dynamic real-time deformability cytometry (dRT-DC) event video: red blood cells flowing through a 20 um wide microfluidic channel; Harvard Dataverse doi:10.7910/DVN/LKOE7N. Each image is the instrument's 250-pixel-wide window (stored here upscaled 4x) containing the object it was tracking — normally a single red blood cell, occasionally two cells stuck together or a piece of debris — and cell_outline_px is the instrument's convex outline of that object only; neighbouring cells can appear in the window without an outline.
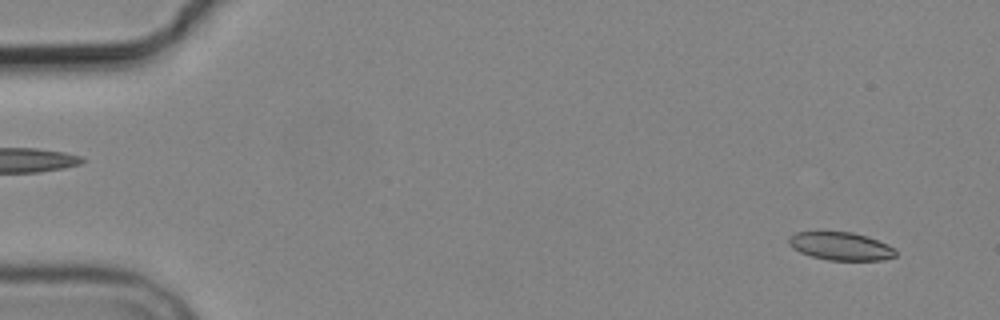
{"species": "common noctule bat (a hibernating species)", "species_latin": "Nyctalus noctula", "temperature_condition": "cold", "stored_images_in_passage": 7, "camera_frame_rate_fps": 3000, "um_per_image_px": 0.085, "animal": {"sex": "male", "body_mass_g": 19.2, "forearm_length_mm": 51.8}, "frame": {"image": 1, "passage_image": 1, "time_ms": 0.0, "image_size_px": [1000, 320], "cell_outline_px": [[896, 256], [884, 260], [828, 260], [812, 256], [800, 252], [792, 248], [788, 244], [788, 236], [796, 232], [852, 232], [868, 236], [888, 244], [896, 248]], "centroid_in_image_um": [71.48, 20.92], "position_along_channel_um": 13.5, "area_um2": 17.63}}
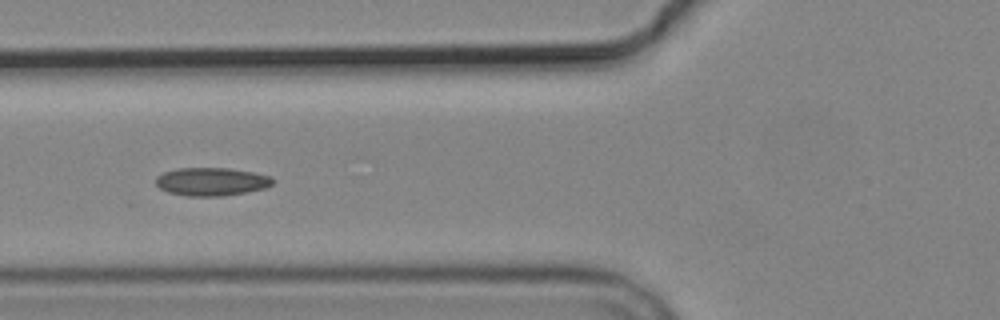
{"frame": {"image": 2, "passage_image": 6, "time_ms": 6.0, "image_size_px": [1000, 320], "cell_outline_px": [[276, 180], [272, 184], [264, 188], [248, 192], [224, 196], [188, 196], [168, 192], [160, 188], [156, 184], [156, 176], [164, 172], [180, 168], [228, 168], [252, 172], [272, 176]], "centroid_in_image_um": [18.0, 15.44], "position_along_channel_um": 107.8, "area_um2": 19.25}}
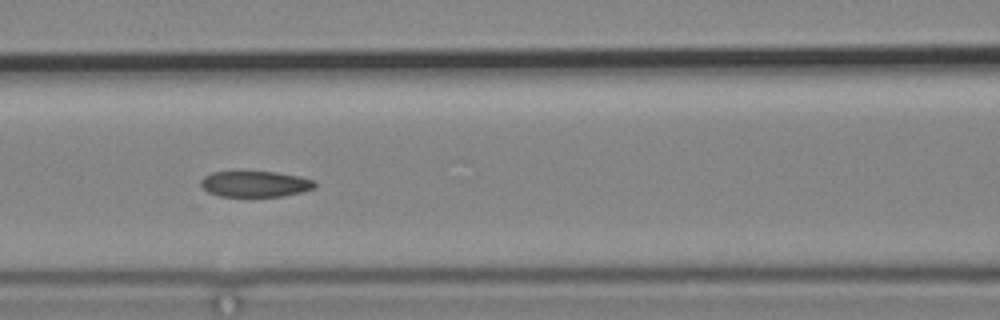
{"frame": {"image": 3, "passage_image": 7, "time_ms": 7.0, "image_size_px": [1000, 320], "cell_outline_px": [[316, 188], [300, 192], [280, 196], [220, 196], [208, 192], [200, 184], [200, 180], [204, 176], [212, 172], [276, 172], [300, 176], [316, 180]], "centroid_in_image_um": [21.71, 15.63], "position_along_channel_um": 144.9, "area_um2": 17.17}}